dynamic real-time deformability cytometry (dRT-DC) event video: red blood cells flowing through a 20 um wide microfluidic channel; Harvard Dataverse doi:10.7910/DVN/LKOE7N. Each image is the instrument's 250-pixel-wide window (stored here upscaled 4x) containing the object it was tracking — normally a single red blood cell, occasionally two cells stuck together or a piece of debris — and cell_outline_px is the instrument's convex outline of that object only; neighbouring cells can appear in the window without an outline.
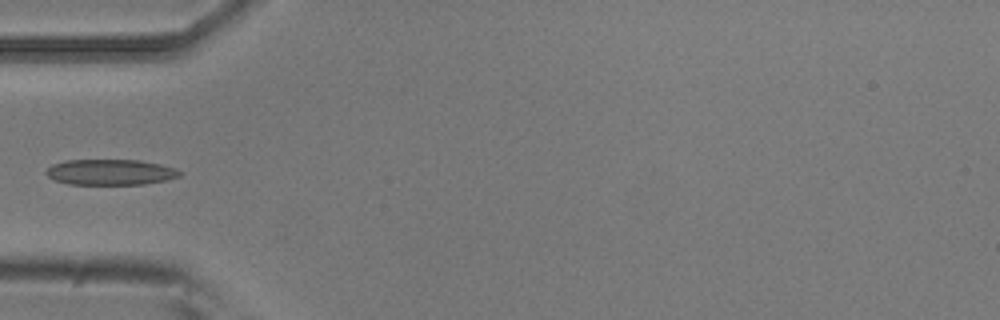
{"species": "common noctule bat (a hibernating species)", "species_latin": "Nyctalus noctula", "temperature_condition": "room temperature", "stored_images_in_passage": 6, "camera_frame_rate_fps": 3000, "um_per_image_px": 0.085, "animal": {"sex": "male", "body_mass_g": 20.5, "forearm_length_mm": 52.5}, "frame": {"image": 1, "passage_image": 5, "time_ms": 1.333, "image_size_px": [1000, 320], "cell_outline_px": [[184, 172], [180, 176], [164, 180], [144, 184], [68, 184], [52, 180], [44, 172], [52, 164], [64, 160], [140, 160], [160, 164], [176, 168]], "centroid_in_image_um": [9.37, 14.63], "position_along_channel_um": 75.6, "area_um2": 20.11}}
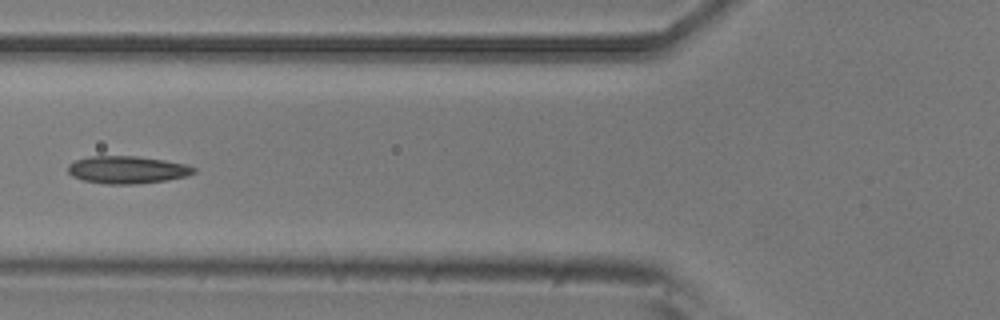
{"frame": {"image": 2, "passage_image": 6, "time_ms": 1.667, "image_size_px": [1000, 320], "cell_outline_px": [[196, 172], [184, 176], [168, 180], [136, 184], [104, 184], [84, 180], [72, 176], [68, 172], [68, 164], [76, 160], [88, 156], [136, 156], [164, 160], [184, 164], [196, 168]], "centroid_in_image_um": [10.79, 14.43], "position_along_channel_um": 115.0, "area_um2": 20.11}}